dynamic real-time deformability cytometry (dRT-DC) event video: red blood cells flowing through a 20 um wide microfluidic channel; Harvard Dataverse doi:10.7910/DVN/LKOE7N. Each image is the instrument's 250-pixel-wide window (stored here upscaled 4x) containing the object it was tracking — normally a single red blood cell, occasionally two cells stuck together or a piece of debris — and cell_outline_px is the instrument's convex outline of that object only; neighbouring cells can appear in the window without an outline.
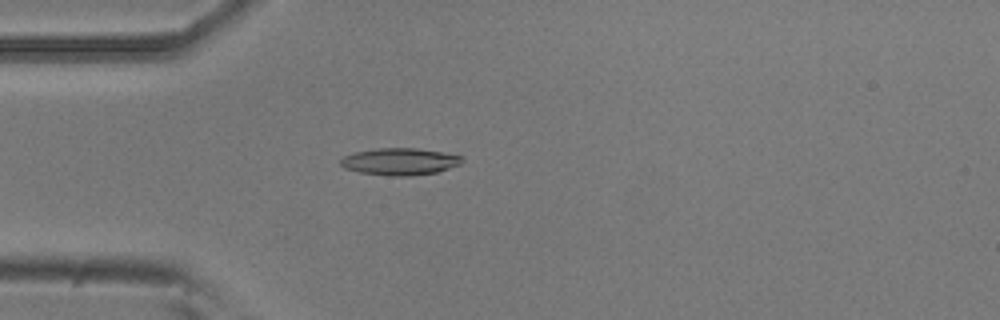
{"species": "common noctule bat (a hibernating species)", "species_latin": "Nyctalus noctula", "temperature_condition": "room temperature", "stored_images_in_passage": 51, "camera_frame_rate_fps": 3000, "um_per_image_px": 0.085, "animal": {"sex": "male", "body_mass_g": 20.5, "forearm_length_mm": 52.5}, "frame": {"image": 1, "passage_image": 12, "time_ms": 3.667, "image_size_px": [1000, 320], "cell_outline_px": [[464, 156], [460, 164], [436, 172], [412, 176], [388, 176], [360, 172], [344, 168], [340, 164], [340, 160], [344, 156], [352, 152], [376, 148], [416, 148]], "centroid_in_image_um": [33.95, 13.73], "position_along_channel_um": 51.1, "area_um2": 19.13}}
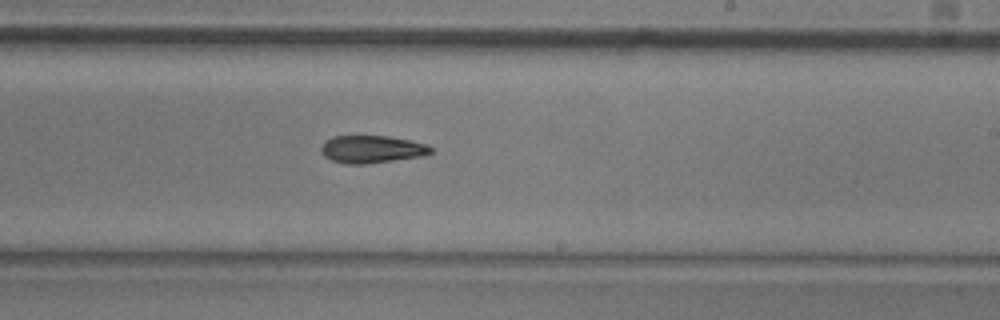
{"frame": {"image": 2, "passage_image": 29, "time_ms": 9.333, "image_size_px": [1000, 320], "cell_outline_px": [[432, 152], [424, 156], [368, 164], [344, 164], [332, 160], [324, 156], [320, 152], [320, 148], [324, 140], [332, 136], [388, 136], [412, 140], [424, 144], [432, 148]], "centroid_in_image_um": [31.57, 12.69], "position_along_channel_um": 257.4, "area_um2": 17.86}}
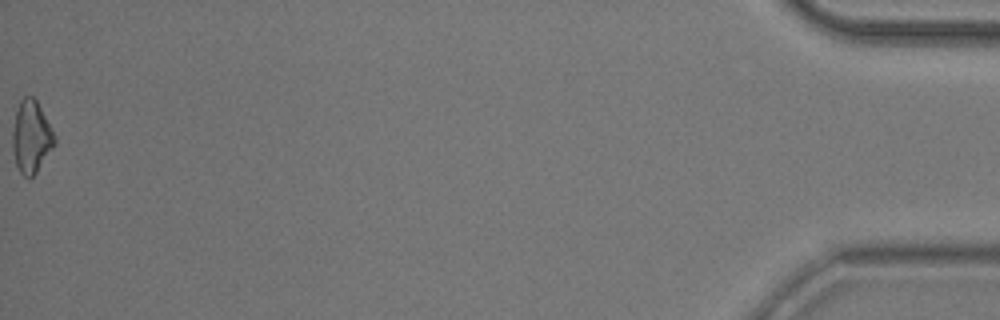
{"frame": {"image": 3, "passage_image": 51, "time_ms": 16.667, "image_size_px": [1000, 320], "cell_outline_px": [[56, 144], [36, 172], [28, 180], [20, 172], [16, 164], [12, 148], [12, 132], [16, 112], [20, 100], [24, 96], [32, 96], [36, 100], [56, 136]], "centroid_in_image_um": [2.66, 11.65], "position_along_channel_um": 432.5, "area_um2": 17.69}, "authors_computed_cell_mechanics": {"area_um2": 18.0336, "velocity_mm_per_s": 3.7863, "shape_relaxation_time_tau1_ms": 6.3267, "shape_relaxation_time_tau2_ms": null, "deformation_change_tau1": 0.1575, "deformation_change_tau2": null}}